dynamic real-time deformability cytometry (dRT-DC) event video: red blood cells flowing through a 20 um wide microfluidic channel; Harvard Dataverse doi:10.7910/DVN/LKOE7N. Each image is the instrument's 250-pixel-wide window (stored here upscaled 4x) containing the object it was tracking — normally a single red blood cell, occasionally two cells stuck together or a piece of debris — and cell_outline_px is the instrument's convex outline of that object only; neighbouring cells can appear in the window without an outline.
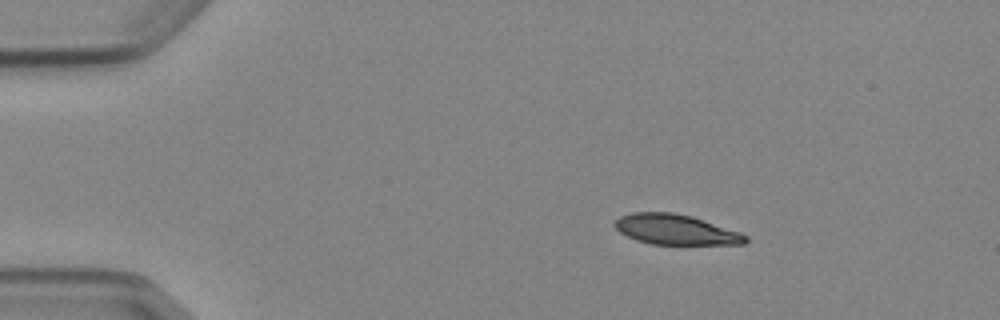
{"species": "Egyptian fruit bat (a non-hibernating species)", "species_latin": "Rousettus aegyptiacus", "temperature_condition": "cold", "stored_images_in_passage": 4, "camera_frame_rate_fps": 3000, "um_per_image_px": 0.085, "animal": {"sex": "female"}, "frame": {"image": 1, "passage_image": 2, "time_ms": 1.0, "image_size_px": [1000, 320], "cell_outline_px": [[748, 240], [744, 244], [652, 244], [636, 240], [620, 232], [612, 224], [620, 216], [632, 212], [672, 212], [692, 216], [740, 232], [748, 236]], "centroid_in_image_um": [57.42, 19.51], "position_along_channel_um": 27.6, "area_um2": 22.95}}